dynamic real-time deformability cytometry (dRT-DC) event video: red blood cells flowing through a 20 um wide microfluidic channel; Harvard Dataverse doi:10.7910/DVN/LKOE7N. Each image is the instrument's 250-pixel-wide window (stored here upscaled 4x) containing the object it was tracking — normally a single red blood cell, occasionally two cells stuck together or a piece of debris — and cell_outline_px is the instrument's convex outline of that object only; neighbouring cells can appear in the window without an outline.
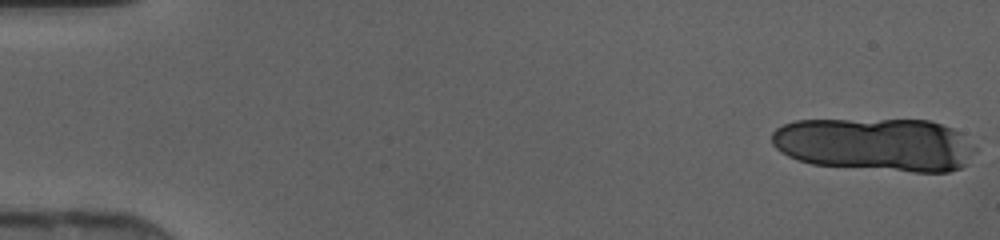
{"species": "human", "species_latin": "Homo sapiens", "temperature_condition": "cold", "stored_images_in_passage": 13, "camera_frame_rate_fps": 3000, "um_per_image_px": 0.085, "donor": {"sex": "female"}, "frame": {"image": 1, "passage_image": 1, "time_ms": 0.0, "image_size_px": [1000, 240], "cell_outline_px": [[976, 148], [968, 164], [960, 168], [948, 172], [912, 172], [812, 164], [788, 156], [780, 152], [772, 144], [772, 132], [776, 128], [784, 124], [796, 120], [928, 120], [952, 128], [960, 132]], "centroid_in_image_um": [74.42, 12.29], "position_along_channel_um": 10.6, "area_um2": 63.41}}